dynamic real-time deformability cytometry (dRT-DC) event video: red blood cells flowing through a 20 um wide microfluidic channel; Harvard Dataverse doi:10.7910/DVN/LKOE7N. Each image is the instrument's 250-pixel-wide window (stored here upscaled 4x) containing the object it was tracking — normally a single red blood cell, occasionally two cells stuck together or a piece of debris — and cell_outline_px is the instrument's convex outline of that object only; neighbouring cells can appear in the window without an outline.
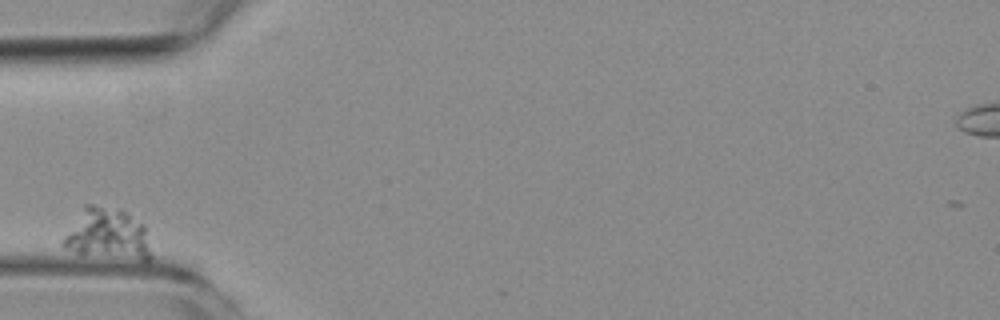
{"species": "common noctule bat (a hibernating species)", "species_latin": "Nyctalus noctula", "temperature_condition": "room temperature", "stored_images_in_passage": 2, "camera_frame_rate_fps": 3000, "um_per_image_px": 0.085, "animal": {"sex": "female", "body_mass_g": 19.3, "forearm_length_mm": 54.1}, "frame": {"image": 1, "passage_image": 1, "time_ms": 0.0, "image_size_px": [1000, 320], "cell_outline_px": [[152, 260], [140, 260], [80, 256], [64, 248], [60, 244], [60, 240], [84, 204], [92, 204], [120, 208], [144, 224], [152, 256]], "centroid_in_image_um": [9.09, 19.94], "position_along_channel_um": 75.9, "area_um2": 27.34}}